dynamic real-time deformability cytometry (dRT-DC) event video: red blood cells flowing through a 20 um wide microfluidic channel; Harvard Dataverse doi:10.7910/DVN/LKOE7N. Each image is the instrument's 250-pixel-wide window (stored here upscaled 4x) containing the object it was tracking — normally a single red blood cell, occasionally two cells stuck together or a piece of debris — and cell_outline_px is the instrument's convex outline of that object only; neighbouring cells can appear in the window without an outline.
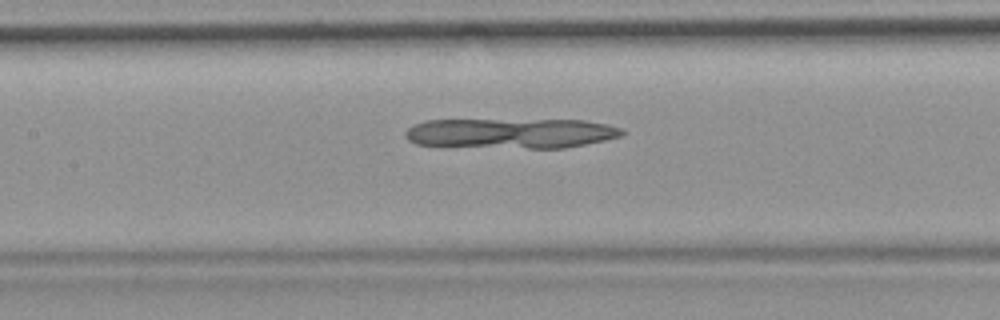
{"species": "common noctule bat (a hibernating species)", "species_latin": "Nyctalus noctula", "temperature_condition": "room temperature", "stored_images_in_passage": 39, "camera_frame_rate_fps": 3000, "um_per_image_px": 0.085, "animal": {"sex": "female", "body_mass_g": 19.9}, "frame": {"image": 1, "passage_image": 12, "time_ms": 3.667, "image_size_px": [1000, 320], "cell_outline_px": [[624, 132], [620, 136], [604, 140], [564, 148], [528, 148], [416, 144], [408, 140], [404, 136], [404, 132], [412, 124], [424, 120], [584, 120], [608, 124], [620, 128]], "centroid_in_image_um": [43.4, 11.31], "position_along_channel_um": 164.0, "area_um2": 37.74}}